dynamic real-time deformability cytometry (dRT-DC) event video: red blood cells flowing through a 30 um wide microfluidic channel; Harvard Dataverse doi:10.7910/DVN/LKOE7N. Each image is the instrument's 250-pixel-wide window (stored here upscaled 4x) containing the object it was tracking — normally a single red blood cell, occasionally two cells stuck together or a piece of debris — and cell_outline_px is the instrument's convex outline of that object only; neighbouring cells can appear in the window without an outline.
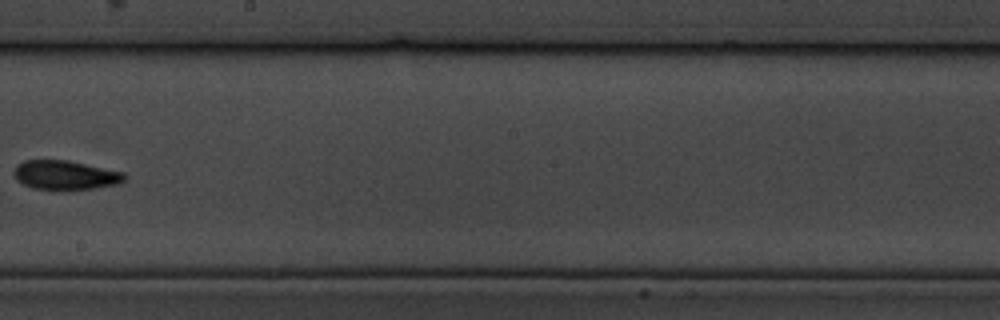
{"species": "common noctule bat (a hibernating species)", "species_latin": "Nyctalus noctula", "temperature_condition": "cold", "stored_images_in_passage": 9, "camera_frame_rate_fps": 3000, "um_per_image_px": 0.085, "animal": {"sex": "male", "body_mass_g": 19.5, "forearm_length_mm": 54.6}, "frame": {"image": 1, "passage_image": 9, "time_ms": 9.667, "image_size_px": [1000, 320], "cell_outline_px": [[128, 176], [120, 184], [96, 188], [32, 188], [16, 180], [12, 172], [16, 164], [24, 160], [68, 160], [124, 172]], "centroid_in_image_um": [5.55, 14.85], "position_along_channel_um": 242.6, "area_um2": 18.67}}